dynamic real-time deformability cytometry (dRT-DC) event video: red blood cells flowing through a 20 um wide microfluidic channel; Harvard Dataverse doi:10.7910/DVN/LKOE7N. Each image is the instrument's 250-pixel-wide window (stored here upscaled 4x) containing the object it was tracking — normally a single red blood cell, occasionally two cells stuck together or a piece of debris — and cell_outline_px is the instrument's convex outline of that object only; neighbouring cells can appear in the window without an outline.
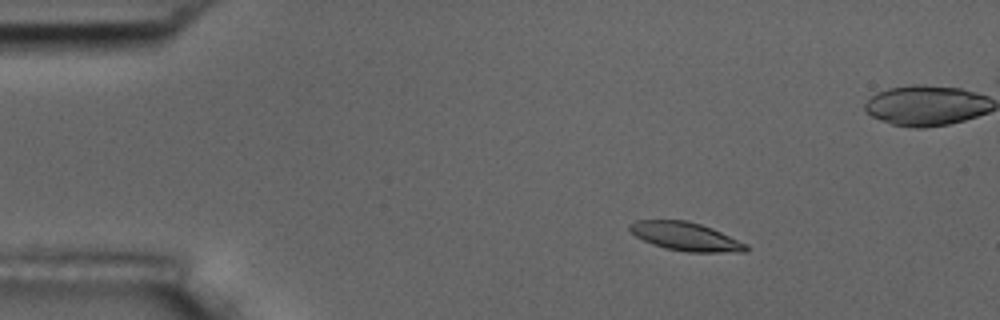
{"species": "common noctule bat (a hibernating species)", "species_latin": "Nyctalus noctula", "temperature_condition": "room temperature", "stored_images_in_passage": 5, "camera_frame_rate_fps": 3000, "um_per_image_px": 0.085, "animal": {"sex": "male", "body_mass_g": 17.5, "forearm_length_mm": 52.3}, "frame": {"image": 1, "passage_image": 2, "time_ms": 0.333, "image_size_px": [1000, 320], "cell_outline_px": [[748, 248], [744, 252], [688, 252], [664, 248], [652, 244], [636, 236], [628, 228], [628, 224], [636, 220], [684, 220], [700, 224], [712, 228], [748, 244]], "centroid_in_image_um": [58.27, 20.1], "position_along_channel_um": 26.7, "area_um2": 19.25}}